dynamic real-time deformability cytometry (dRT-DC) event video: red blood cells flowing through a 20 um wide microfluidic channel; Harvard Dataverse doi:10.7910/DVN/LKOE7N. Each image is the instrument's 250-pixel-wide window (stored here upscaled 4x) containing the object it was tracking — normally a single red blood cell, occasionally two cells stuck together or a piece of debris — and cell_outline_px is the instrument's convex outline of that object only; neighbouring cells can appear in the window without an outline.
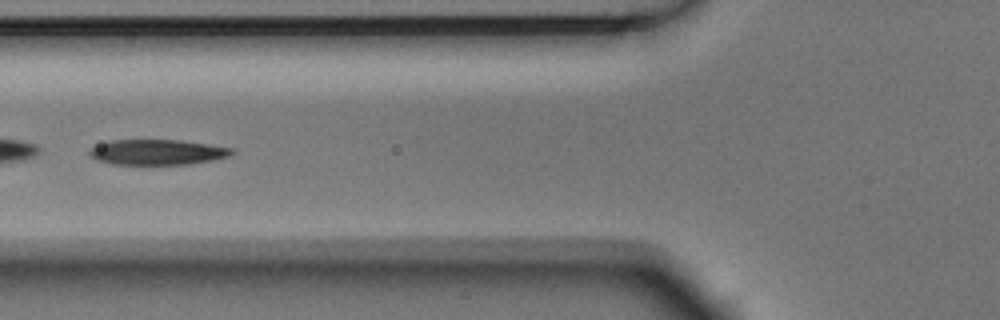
{"species": "Egyptian fruit bat (a non-hibernating species)", "species_latin": "Rousettus aegyptiacus", "temperature_condition": "room temperature", "stored_images_in_passage": 7, "camera_frame_rate_fps": 3000, "um_per_image_px": 0.085, "animal": {"sex": "male"}, "frame": {"image": 1, "passage_image": 5, "time_ms": 1.333, "image_size_px": [1000, 320], "cell_outline_px": [[236, 152], [228, 156], [212, 160], [188, 164], [108, 164], [96, 160], [88, 156], [88, 152], [92, 148], [108, 140], [180, 140], [236, 148]], "centroid_in_image_um": [13.37, 12.93], "position_along_channel_um": 112.4, "area_um2": 21.15}}
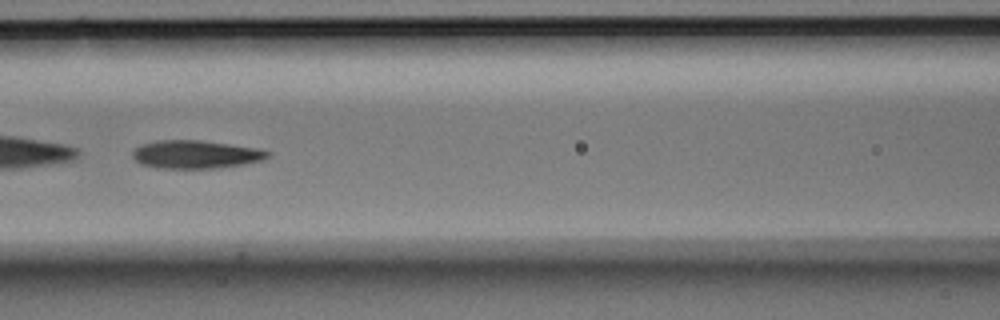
{"frame": {"image": 2, "passage_image": 6, "time_ms": 1.667, "image_size_px": [1000, 320], "cell_outline_px": [[272, 152], [268, 156], [260, 160], [244, 164], [216, 168], [156, 168], [140, 164], [132, 156], [132, 152], [140, 144], [156, 140], [200, 140], [260, 148]], "centroid_in_image_um": [16.61, 13.12], "position_along_channel_um": 150.0, "area_um2": 22.25}}
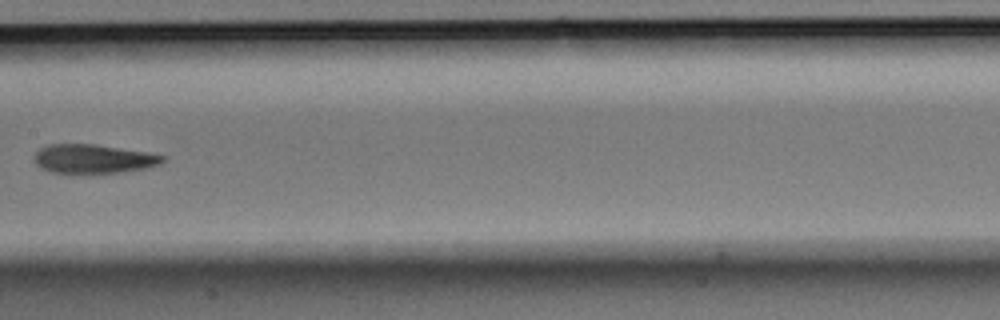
{"frame": {"image": 3, "passage_image": 7, "time_ms": 2.0, "image_size_px": [1000, 320], "cell_outline_px": [[164, 160], [160, 164], [148, 168], [120, 172], [52, 172], [40, 168], [36, 164], [36, 152], [40, 148], [48, 144], [96, 144], [144, 152], [164, 156]], "centroid_in_image_um": [7.93, 13.49], "position_along_channel_um": 199.5, "area_um2": 21.21}}